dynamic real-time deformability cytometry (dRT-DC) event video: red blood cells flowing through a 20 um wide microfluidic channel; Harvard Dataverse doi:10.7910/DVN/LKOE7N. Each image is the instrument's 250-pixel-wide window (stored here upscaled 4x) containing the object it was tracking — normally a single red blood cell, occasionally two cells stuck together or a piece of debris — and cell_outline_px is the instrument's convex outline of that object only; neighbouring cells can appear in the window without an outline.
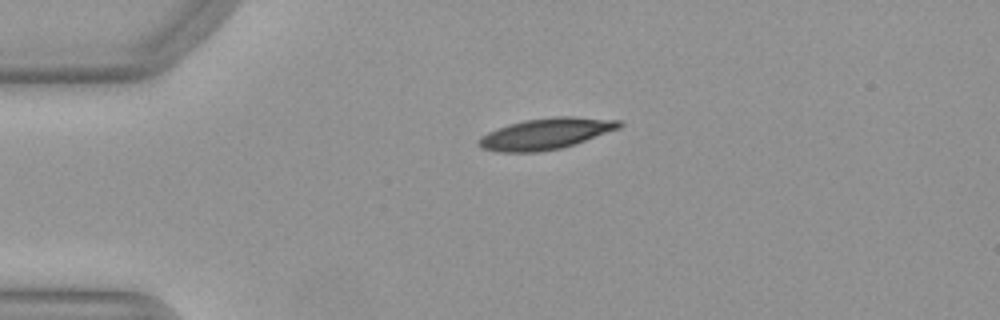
{"species": "Egyptian fruit bat (a non-hibernating species)", "species_latin": "Rousettus aegyptiacus", "temperature_condition": "warm", "stored_images_in_passage": 48, "camera_frame_rate_fps": 3000, "um_per_image_px": 0.085, "animal": {"sex": "female"}, "frame": {"image": 1, "passage_image": 9, "time_ms": 2.667, "image_size_px": [1000, 320], "cell_outline_px": [[624, 124], [620, 128], [576, 144], [564, 148], [540, 152], [496, 152], [484, 148], [476, 144], [476, 140], [480, 136], [496, 128], [508, 124], [524, 120], [556, 116], [572, 116], [620, 120]], "centroid_in_image_um": [46.39, 11.37], "position_along_channel_um": 38.6, "area_um2": 25.89}}
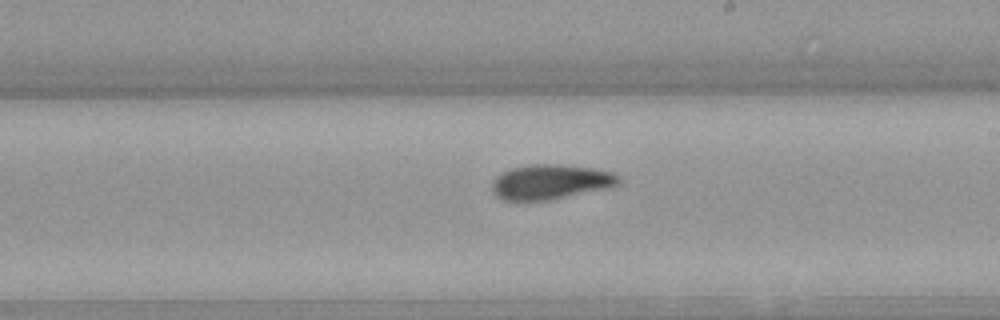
{"frame": {"image": 2, "passage_image": 27, "time_ms": 8.667, "image_size_px": [1000, 320], "cell_outline_px": [[620, 184], [608, 188], [548, 200], [504, 200], [496, 196], [492, 192], [492, 180], [496, 176], [512, 168], [532, 164], [560, 164], [592, 168], [612, 172], [620, 176]], "centroid_in_image_um": [46.8, 15.46], "position_along_channel_um": 242.2, "area_um2": 25.66}}
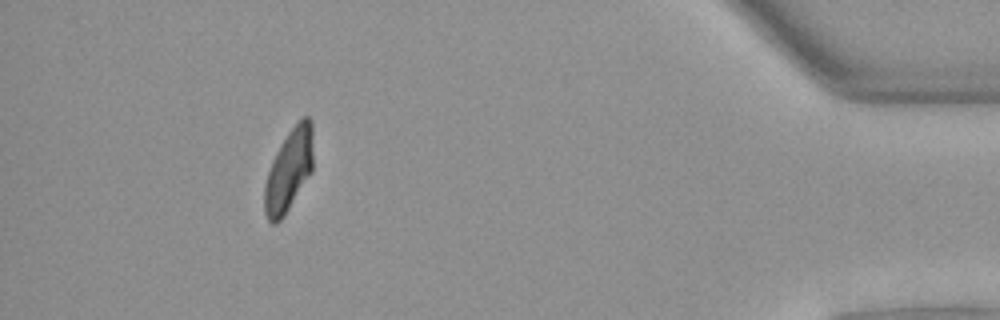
{"frame": {"image": 3, "passage_image": 44, "time_ms": 14.333, "image_size_px": [1000, 320], "cell_outline_px": [[312, 172], [284, 216], [276, 224], [272, 224], [268, 220], [264, 212], [264, 184], [272, 160], [276, 152], [288, 132], [304, 116], [308, 116], [312, 120]], "centroid_in_image_um": [24.54, 14.5], "position_along_channel_um": 410.7, "area_um2": 23.24}, "authors_computed_cell_mechanics": {"area_um2": 24.7962, "velocity_mm_per_s": 3.9857, "shape_relaxation_time_tau1_ms": 4.7404, "shape_relaxation_time_tau2_ms": 3.4429, "deformation_change_tau1": 0.1714, "deformation_change_tau2": 0.0857}}